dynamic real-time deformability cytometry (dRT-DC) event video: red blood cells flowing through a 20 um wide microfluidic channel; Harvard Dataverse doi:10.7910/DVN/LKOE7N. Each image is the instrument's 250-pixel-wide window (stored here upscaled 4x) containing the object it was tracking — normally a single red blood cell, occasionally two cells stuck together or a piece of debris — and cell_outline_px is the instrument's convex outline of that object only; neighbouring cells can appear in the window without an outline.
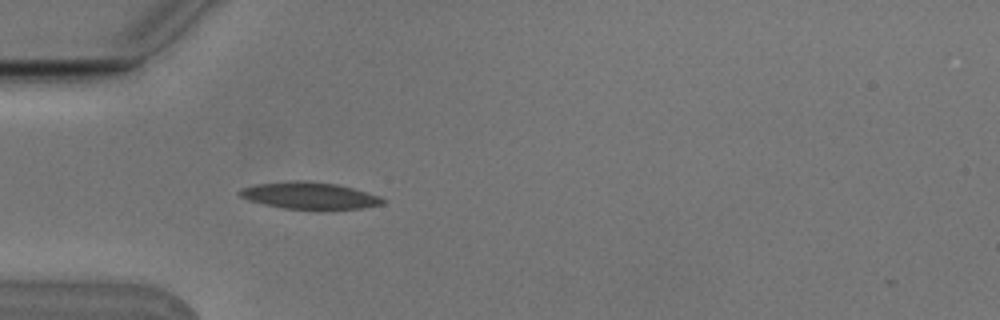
{"species": "Egyptian fruit bat (a non-hibernating species)", "species_latin": "Rousettus aegyptiacus", "temperature_condition": "cold", "stored_images_in_passage": 4, "camera_frame_rate_fps": 3000, "um_per_image_px": 0.085, "animal": {"sex": "male"}, "frame": {"image": 1, "passage_image": 4, "time_ms": 1.0, "image_size_px": [1000, 320], "cell_outline_px": [[384, 204], [364, 208], [320, 212], [284, 208], [264, 204], [248, 200], [240, 196], [236, 192], [240, 188], [256, 184], [296, 180], [300, 180], [336, 184], [352, 188], [380, 196], [384, 200]], "centroid_in_image_um": [26.32, 16.67], "position_along_channel_um": 58.7, "area_um2": 23.12}}